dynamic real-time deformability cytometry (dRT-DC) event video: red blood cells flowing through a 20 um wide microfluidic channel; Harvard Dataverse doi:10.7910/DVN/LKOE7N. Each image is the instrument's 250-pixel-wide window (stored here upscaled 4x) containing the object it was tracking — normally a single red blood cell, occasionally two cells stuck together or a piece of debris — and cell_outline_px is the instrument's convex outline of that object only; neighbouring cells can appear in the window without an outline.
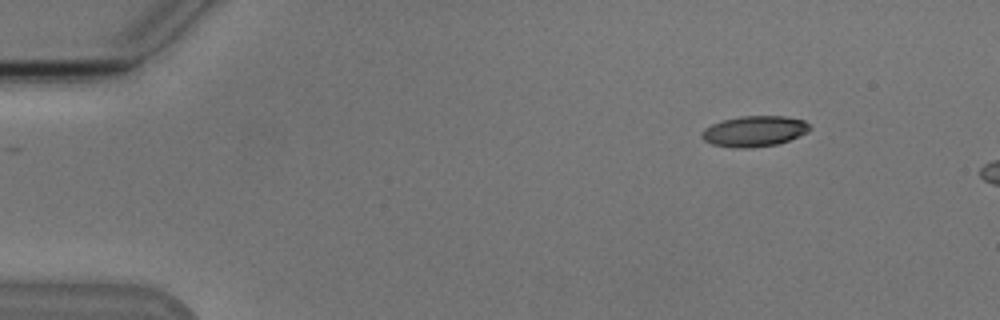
{"species": "Egyptian fruit bat (a non-hibernating species)", "species_latin": "Rousettus aegyptiacus", "temperature_condition": "cold", "stored_images_in_passage": 6, "camera_frame_rate_fps": 3000, "um_per_image_px": 0.085, "animal": {"sex": "male"}, "frame": {"image": 1, "passage_image": 1, "time_ms": 0.0, "image_size_px": [1000, 320], "cell_outline_px": [[812, 128], [808, 132], [788, 140], [776, 144], [748, 148], [732, 148], [712, 144], [704, 140], [700, 136], [700, 132], [704, 128], [712, 124], [724, 120], [740, 116], [784, 116], [804, 120]], "centroid_in_image_um": [64.09, 11.15], "position_along_channel_um": 20.9, "area_um2": 19.31}}